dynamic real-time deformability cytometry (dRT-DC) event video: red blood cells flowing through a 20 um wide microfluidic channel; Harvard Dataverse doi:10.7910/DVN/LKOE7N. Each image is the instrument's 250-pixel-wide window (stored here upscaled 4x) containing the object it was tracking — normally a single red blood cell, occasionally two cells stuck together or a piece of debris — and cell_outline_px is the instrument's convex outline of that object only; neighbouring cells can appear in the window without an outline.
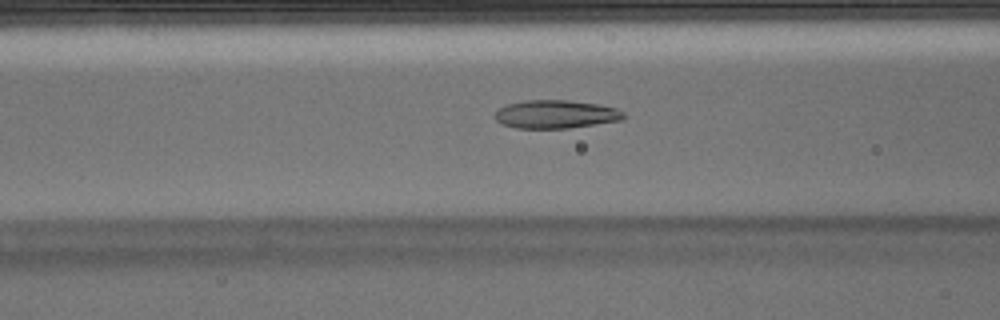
{"species": "Egyptian fruit bat (a non-hibernating species)", "species_latin": "Rousettus aegyptiacus", "temperature_condition": "warm", "stored_images_in_passage": 47, "camera_frame_rate_fps": 3000, "um_per_image_px": 0.085, "animal": {"sex": "male"}, "frame": {"image": 1, "passage_image": 16, "time_ms": 5.0, "image_size_px": [1000, 320], "cell_outline_px": [[624, 120], [568, 128], [516, 128], [504, 124], [496, 120], [492, 116], [500, 108], [508, 104], [524, 100], [568, 100], [596, 104], [616, 108], [624, 112]], "centroid_in_image_um": [47.24, 9.71], "position_along_channel_um": 119.4, "area_um2": 21.15}}
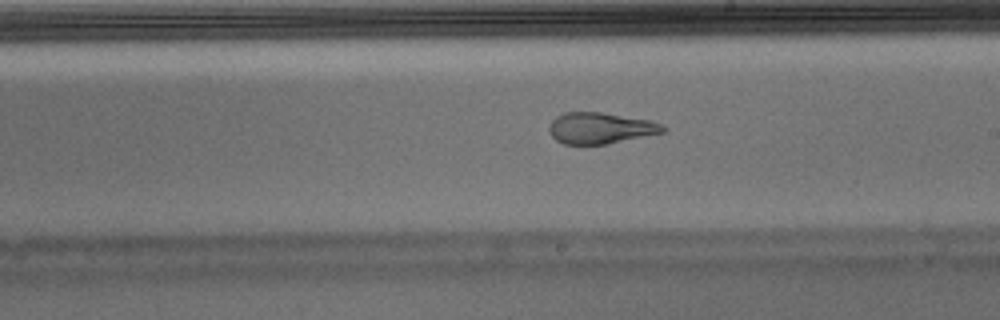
{"frame": {"image": 2, "passage_image": 25, "time_ms": 8.0, "image_size_px": [1000, 320], "cell_outline_px": [[668, 128], [664, 132], [604, 144], [564, 144], [556, 140], [548, 132], [548, 128], [552, 120], [556, 116], [564, 112], [600, 112], [652, 120], [664, 124]], "centroid_in_image_um": [51.04, 10.87], "position_along_channel_um": 238.0, "area_um2": 20.75}}
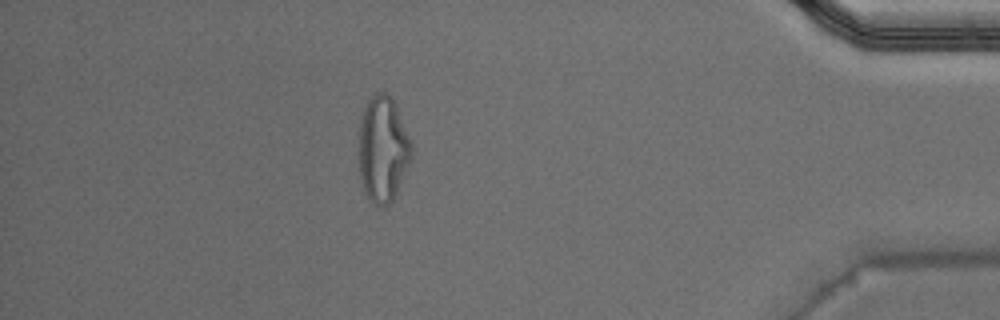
{"frame": {"image": 3, "passage_image": 41, "time_ms": 13.333, "image_size_px": [1000, 320], "cell_outline_px": [[412, 160], [392, 200], [384, 208], [376, 204], [368, 196], [364, 188], [360, 176], [360, 116], [368, 100], [376, 92], [388, 92], [396, 104], [412, 144]], "centroid_in_image_um": [32.57, 12.63], "position_along_channel_um": 402.6, "area_um2": 32.31}, "authors_computed_cell_mechanics": {"area_um2": 21.8484, "velocity_mm_per_s": 3.9514, "shape_relaxation_time_tau1_ms": null, "shape_relaxation_time_tau2_ms": 1.2905, "deformation_change_tau1": null, "deformation_change_tau2": 0.1007}}